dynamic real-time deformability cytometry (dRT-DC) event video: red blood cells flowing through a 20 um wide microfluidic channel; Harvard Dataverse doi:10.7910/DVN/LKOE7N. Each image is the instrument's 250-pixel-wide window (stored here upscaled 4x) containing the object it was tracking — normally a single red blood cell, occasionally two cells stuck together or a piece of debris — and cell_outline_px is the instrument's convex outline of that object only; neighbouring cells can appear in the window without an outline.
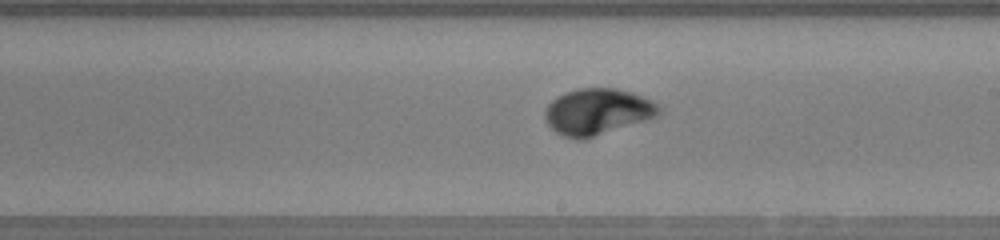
{"species": "human", "species_latin": "Homo sapiens", "temperature_condition": "warm", "stored_images_in_passage": 48, "camera_frame_rate_fps": 3000, "um_per_image_px": 0.085, "donor": {"sex": "female"}, "frame": {"image": 1, "passage_image": 27, "time_ms": 8.667, "image_size_px": [1000, 240], "cell_outline_px": [[664, 112], [656, 116], [584, 140], [576, 140], [564, 136], [556, 132], [548, 124], [544, 116], [544, 112], [548, 104], [556, 96], [564, 92], [576, 88], [616, 88], [632, 92], [652, 100]], "centroid_in_image_um": [50.75, 9.48], "position_along_channel_um": 238.2, "area_um2": 30.81}}
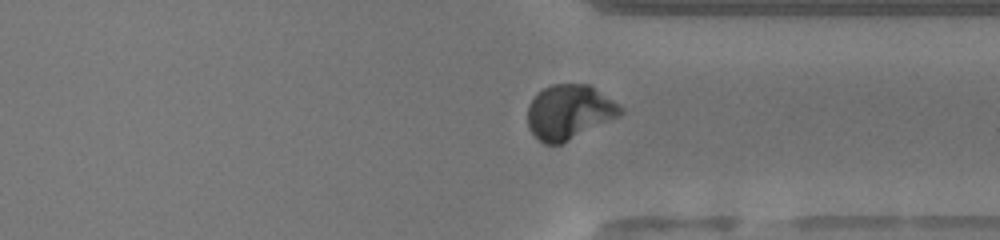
{"frame": {"image": 2, "passage_image": 36, "time_ms": 11.667, "image_size_px": [1000, 240], "cell_outline_px": [[624, 112], [620, 116], [560, 144], [544, 144], [528, 128], [528, 104], [536, 92], [552, 84], [588, 84], [620, 104], [624, 108]], "centroid_in_image_um": [48.38, 9.5], "position_along_channel_um": 363.0, "area_um2": 29.54}}
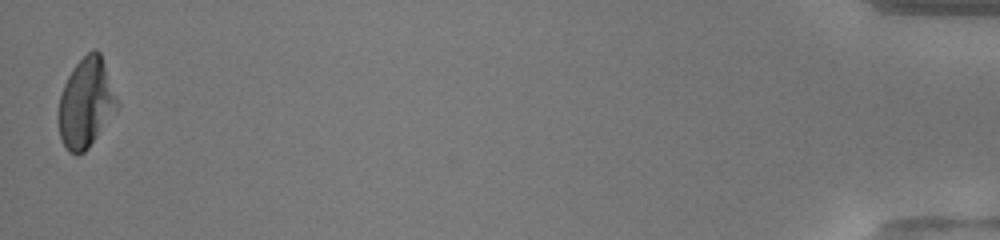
{"frame": {"image": 3, "passage_image": 48, "time_ms": 15.667, "image_size_px": [1000, 240], "cell_outline_px": [[120, 104], [116, 112], [88, 148], [84, 152], [68, 152], [60, 140], [60, 96], [64, 84], [72, 68], [92, 48], [96, 48], [100, 52]], "centroid_in_image_um": [7.34, 8.73], "position_along_channel_um": 427.9, "area_um2": 30.29}, "authors_computed_cell_mechanics": {"area_um2": 29.6225, "velocity_mm_per_s": 4.182, "shape_relaxation_time_tau1_ms": 3.0135, "shape_relaxation_time_tau2_ms": null, "deformation_change_tau1": 0.1911, "deformation_change_tau2": null}}